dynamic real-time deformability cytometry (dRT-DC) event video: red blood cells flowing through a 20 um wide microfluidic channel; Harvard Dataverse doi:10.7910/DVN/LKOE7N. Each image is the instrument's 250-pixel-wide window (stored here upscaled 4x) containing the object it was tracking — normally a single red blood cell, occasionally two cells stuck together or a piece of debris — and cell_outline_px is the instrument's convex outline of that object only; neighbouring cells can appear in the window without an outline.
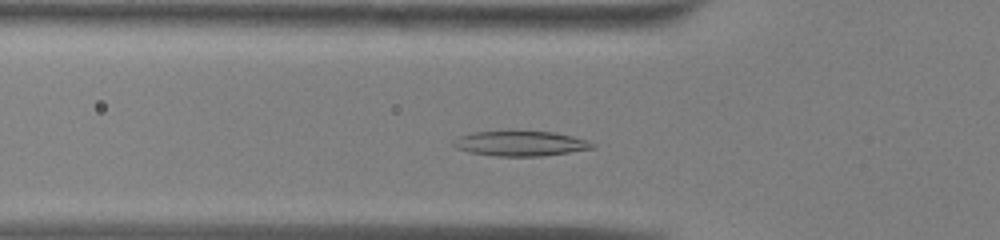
{"species": "common noctule bat (a hibernating species)", "species_latin": "Nyctalus noctula", "temperature_condition": "warm", "stored_images_in_passage": 44, "camera_frame_rate_fps": 3000, "um_per_image_px": 0.085, "animal": {"sex": "male", "body_mass_g": 13.0, "forearm_length_mm": 53.1}, "frame": {"image": 1, "passage_image": 9, "time_ms": 2.667, "image_size_px": [1000, 240], "cell_outline_px": [[596, 148], [540, 156], [496, 156], [468, 152], [456, 148], [452, 144], [460, 136], [472, 132], [552, 132], [572, 136], [588, 140], [596, 144]], "centroid_in_image_um": [44.27, 12.21], "position_along_channel_um": 81.5, "area_um2": 19.94}}
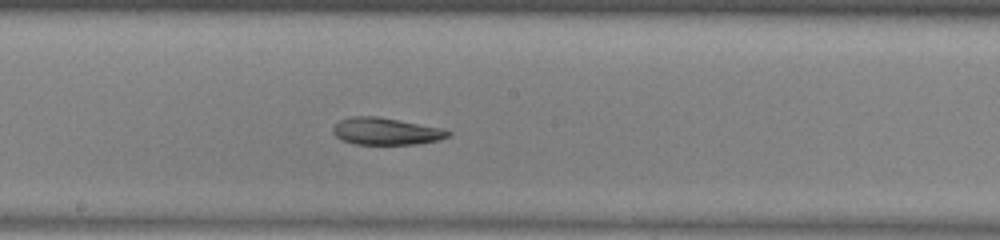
{"frame": {"image": 2, "passage_image": 19, "time_ms": 6.0, "image_size_px": [1000, 240], "cell_outline_px": [[452, 132], [448, 136], [436, 140], [416, 144], [352, 144], [340, 140], [332, 132], [332, 128], [340, 120], [352, 116], [376, 116], [400, 120], [444, 128]], "centroid_in_image_um": [32.78, 11.16], "position_along_channel_um": 215.4, "area_um2": 18.21}}
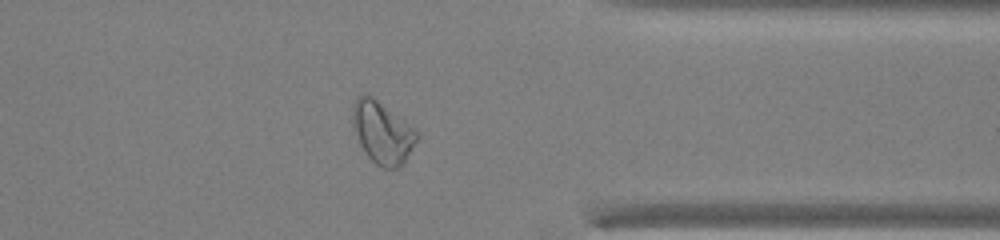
{"frame": {"image": 3, "passage_image": 32, "time_ms": 10.333, "image_size_px": [1000, 240], "cell_outline_px": [[420, 136], [400, 168], [384, 168], [376, 164], [368, 156], [360, 144], [352, 124], [352, 104], [356, 96], [364, 92], [372, 96], [404, 120]], "centroid_in_image_um": [32.47, 11.24], "position_along_channel_um": 378.9, "area_um2": 23.12}}